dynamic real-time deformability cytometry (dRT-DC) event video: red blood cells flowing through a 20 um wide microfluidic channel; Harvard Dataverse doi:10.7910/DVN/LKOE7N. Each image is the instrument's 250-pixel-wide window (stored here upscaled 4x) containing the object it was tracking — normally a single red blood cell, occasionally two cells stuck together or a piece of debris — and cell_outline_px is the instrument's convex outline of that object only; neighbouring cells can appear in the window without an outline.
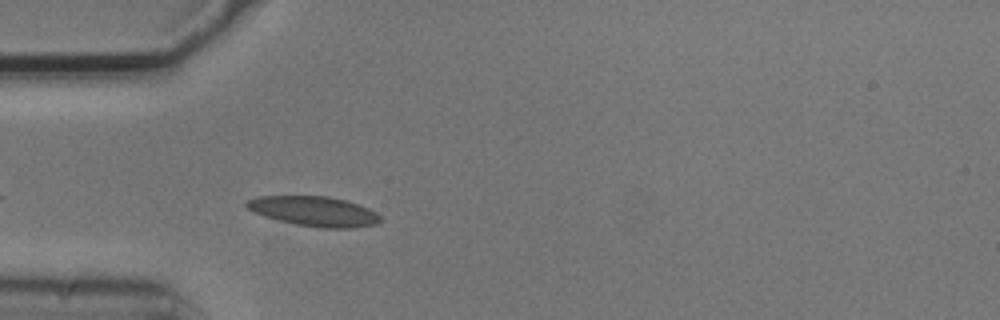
{"species": "common noctule bat (a hibernating species)", "species_latin": "Nyctalus noctula", "temperature_condition": "cold", "stored_images_in_passage": 3, "camera_frame_rate_fps": 3000, "um_per_image_px": 0.085, "animal": {"sex": "male", "body_mass_g": 20.5, "forearm_length_mm": 52.5}, "frame": {"image": 1, "passage_image": 3, "time_ms": 0.667, "image_size_px": [1000, 320], "cell_outline_px": [[380, 220], [376, 224], [352, 228], [320, 228], [296, 224], [264, 216], [248, 208], [244, 204], [248, 200], [260, 196], [328, 196], [344, 200], [368, 208], [376, 212], [380, 216]], "centroid_in_image_um": [26.71, 17.96], "position_along_channel_um": 58.3, "area_um2": 22.95}}